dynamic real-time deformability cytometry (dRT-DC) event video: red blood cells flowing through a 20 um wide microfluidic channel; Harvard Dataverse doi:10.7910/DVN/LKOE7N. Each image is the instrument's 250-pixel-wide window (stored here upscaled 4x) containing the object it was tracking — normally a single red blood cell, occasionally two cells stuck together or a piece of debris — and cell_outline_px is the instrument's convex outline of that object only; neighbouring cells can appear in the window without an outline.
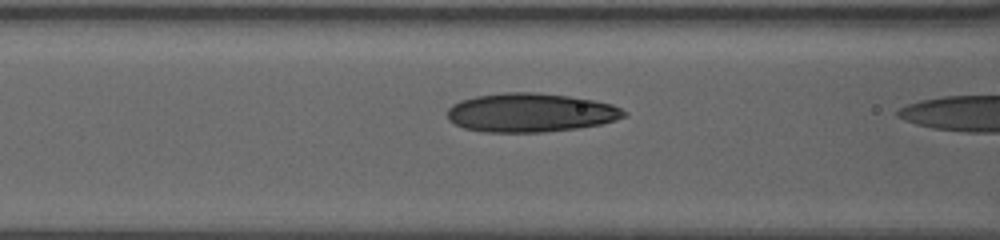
{"species": "human", "species_latin": "Homo sapiens", "temperature_condition": "warm", "stored_images_in_passage": 7, "camera_frame_rate_fps": 3000, "um_per_image_px": 0.085, "donor": {"sex": "female"}, "frame": {"image": 1, "passage_image": 6, "time_ms": 1.667, "image_size_px": [1000, 240], "cell_outline_px": [[628, 112], [624, 116], [616, 120], [600, 124], [576, 128], [544, 132], [484, 132], [464, 128], [448, 120], [448, 108], [452, 104], [460, 100], [476, 96], [504, 92], [536, 92], [568, 96], [592, 100], [612, 104]], "centroid_in_image_um": [45.07, 9.57], "position_along_channel_um": 121.5, "area_um2": 39.94}}